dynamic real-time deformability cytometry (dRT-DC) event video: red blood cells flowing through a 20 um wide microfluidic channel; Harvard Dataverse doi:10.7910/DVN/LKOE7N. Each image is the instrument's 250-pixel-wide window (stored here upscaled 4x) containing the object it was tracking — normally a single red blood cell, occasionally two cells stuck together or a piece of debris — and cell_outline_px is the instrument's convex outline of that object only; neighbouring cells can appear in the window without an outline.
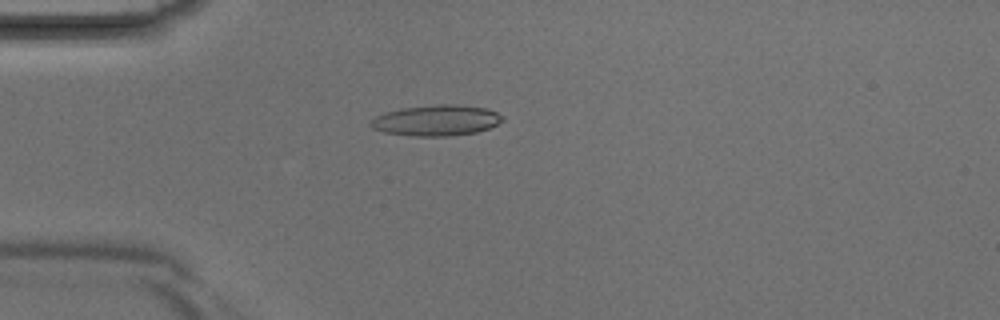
{"species": "Egyptian fruit bat (a non-hibernating species)", "species_latin": "Rousettus aegyptiacus", "temperature_condition": "room temperature", "stored_images_in_passage": 4, "camera_frame_rate_fps": 3000, "um_per_image_px": 0.085, "animal": {"sex": "male"}, "frame": {"image": 1, "passage_image": 4, "time_ms": 1.0, "image_size_px": [1000, 320], "cell_outline_px": [[504, 120], [488, 128], [476, 132], [448, 136], [412, 136], [384, 132], [372, 128], [368, 124], [376, 116], [384, 112], [400, 108], [436, 104], [460, 104], [484, 108], [496, 112], [504, 116]], "centroid_in_image_um": [37.07, 10.22], "position_along_channel_um": 47.9, "area_um2": 23.76}}